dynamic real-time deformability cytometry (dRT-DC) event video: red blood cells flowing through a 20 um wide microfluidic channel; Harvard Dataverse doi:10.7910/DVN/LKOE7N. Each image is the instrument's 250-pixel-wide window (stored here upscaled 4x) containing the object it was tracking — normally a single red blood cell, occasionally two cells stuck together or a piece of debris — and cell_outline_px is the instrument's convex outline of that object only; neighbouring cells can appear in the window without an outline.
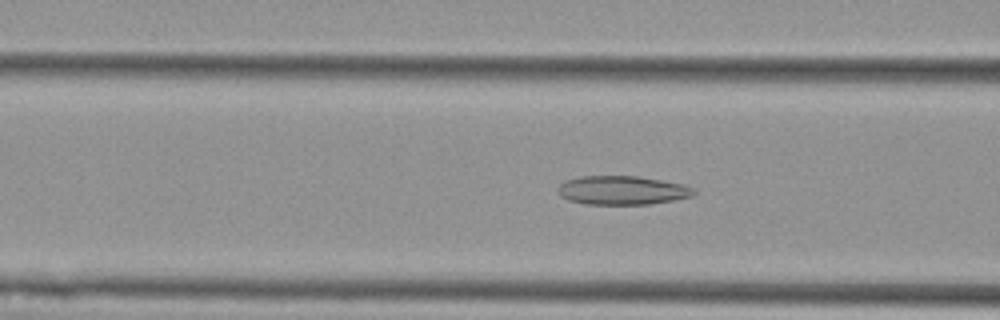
{"species": "Egyptian fruit bat (a non-hibernating species)", "species_latin": "Rousettus aegyptiacus", "temperature_condition": "cold", "stored_images_in_passage": 36, "camera_frame_rate_fps": 3000, "um_per_image_px": 0.085, "animal": {"sex": "female"}, "frame": {"image": 1, "passage_image": 8, "time_ms": 2.333, "image_size_px": [1000, 320], "cell_outline_px": [[696, 192], [692, 196], [672, 200], [648, 204], [584, 204], [568, 200], [560, 196], [560, 184], [564, 180], [580, 176], [636, 176], [684, 184], [696, 188]], "centroid_in_image_um": [52.9, 16.17], "position_along_channel_um": 113.7, "area_um2": 22.77}}
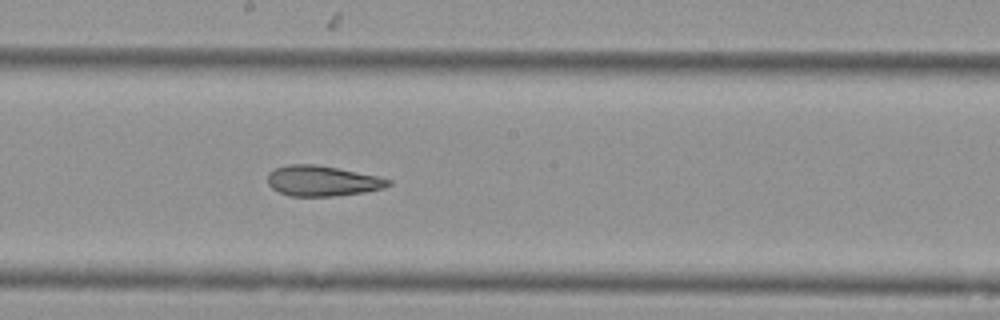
{"frame": {"image": 2, "passage_image": 17, "time_ms": 5.333, "image_size_px": [1000, 320], "cell_outline_px": [[392, 184], [384, 188], [364, 192], [332, 196], [292, 196], [280, 192], [272, 188], [268, 184], [268, 172], [276, 168], [288, 164], [316, 164], [376, 176], [392, 180]], "centroid_in_image_um": [27.38, 15.37], "position_along_channel_um": 220.8, "area_um2": 21.21}}
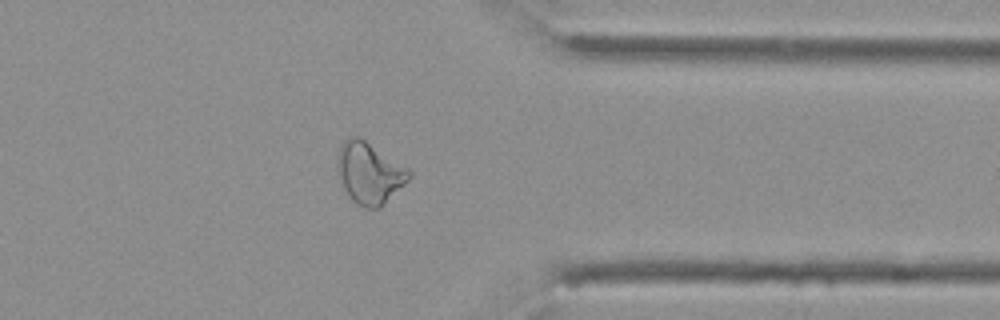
{"frame": {"image": 3, "passage_image": 31, "time_ms": 10.0, "image_size_px": [1000, 320], "cell_outline_px": [[412, 176], [380, 208], [364, 208], [356, 204], [352, 200], [344, 188], [336, 168], [336, 160], [340, 144], [344, 140], [352, 136], [356, 136], [364, 140], [408, 168], [412, 172]], "centroid_in_image_um": [31.37, 14.71], "position_along_channel_um": 380.0, "area_um2": 25.43}}